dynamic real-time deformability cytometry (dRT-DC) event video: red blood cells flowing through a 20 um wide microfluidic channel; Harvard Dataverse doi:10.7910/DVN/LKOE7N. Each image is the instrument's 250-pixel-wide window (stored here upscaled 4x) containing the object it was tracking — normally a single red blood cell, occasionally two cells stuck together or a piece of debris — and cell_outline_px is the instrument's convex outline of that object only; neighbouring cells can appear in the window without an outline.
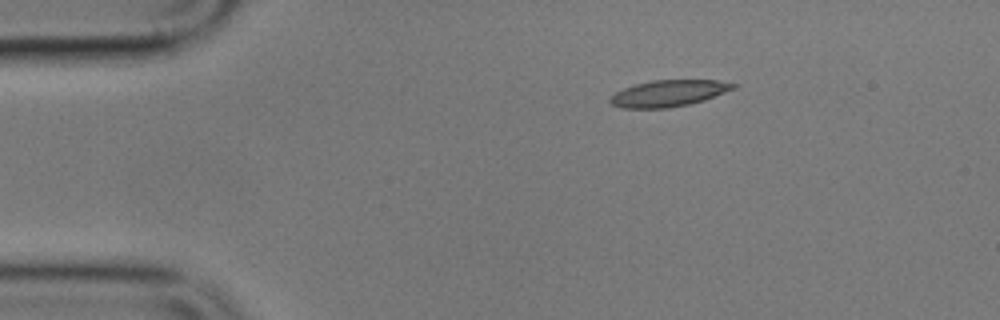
{"species": "common noctule bat (a hibernating species)", "species_latin": "Nyctalus noctula", "temperature_condition": "cold", "stored_images_in_passage": 2, "camera_frame_rate_fps": 3000, "um_per_image_px": 0.085, "animal": {"sex": "male", "body_mass_g": 17.9}, "frame": {"image": 1, "passage_image": 1, "time_ms": 0.0, "image_size_px": [1000, 320], "cell_outline_px": [[736, 88], [704, 100], [688, 104], [668, 108], [624, 108], [612, 104], [608, 100], [616, 92], [624, 88], [636, 84], [652, 80], [716, 80], [736, 84]], "centroid_in_image_um": [56.83, 7.93], "position_along_channel_um": 28.2, "area_um2": 18.79}}